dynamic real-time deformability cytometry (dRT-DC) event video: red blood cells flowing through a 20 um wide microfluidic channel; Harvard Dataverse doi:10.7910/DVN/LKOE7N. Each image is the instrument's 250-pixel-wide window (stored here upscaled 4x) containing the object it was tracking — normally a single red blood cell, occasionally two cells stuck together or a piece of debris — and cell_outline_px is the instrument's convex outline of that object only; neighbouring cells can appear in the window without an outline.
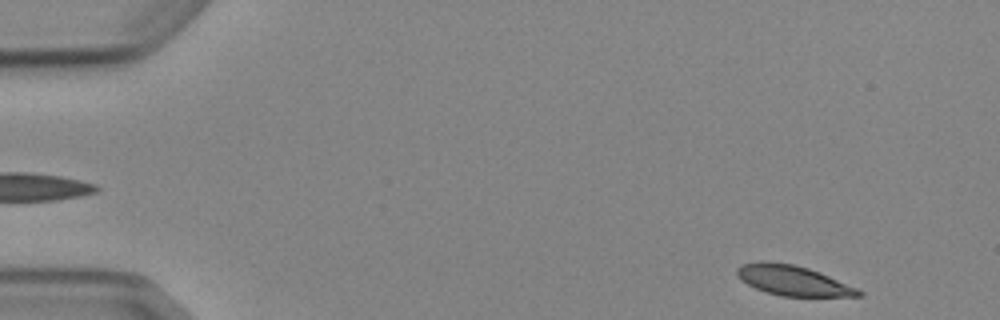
{"species": "Egyptian fruit bat (a non-hibernating species)", "species_latin": "Rousettus aegyptiacus", "temperature_condition": "cold", "stored_images_in_passage": 4, "segment_of_instrument_passage": [2, 2], "camera_frame_rate_fps": 3000, "um_per_image_px": 0.085, "animal": {"sex": "female"}, "frame": {"image": 1, "passage_image": 4, "time_ms": 3.667, "image_size_px": [1000, 320], "cell_outline_px": [[864, 296], [780, 296], [764, 292], [740, 280], [736, 272], [736, 268], [744, 264], [760, 260], [764, 260], [792, 264], [808, 268], [820, 272], [856, 288], [864, 292]], "centroid_in_image_um": [67.37, 23.84], "position_along_channel_um": 17.6, "area_um2": 21.27}}